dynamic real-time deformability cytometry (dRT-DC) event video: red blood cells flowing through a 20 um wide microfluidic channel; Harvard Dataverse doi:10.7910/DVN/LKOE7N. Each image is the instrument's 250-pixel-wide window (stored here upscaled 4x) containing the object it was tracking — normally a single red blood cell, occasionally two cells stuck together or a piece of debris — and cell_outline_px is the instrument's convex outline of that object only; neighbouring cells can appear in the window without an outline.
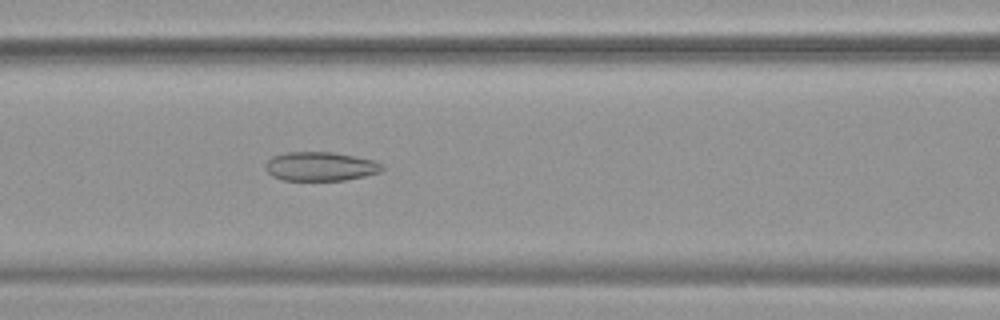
{"species": "common noctule bat (a hibernating species)", "species_latin": "Nyctalus noctula", "temperature_condition": "warm", "stored_images_in_passage": 54, "camera_frame_rate_fps": 3000, "um_per_image_px": 0.085, "animal": {"sex": "female", "body_mass_g": 19.9}, "frame": {"image": 1, "passage_image": 24, "time_ms": 7.667, "image_size_px": [1000, 320], "cell_outline_px": [[384, 168], [380, 172], [364, 176], [344, 180], [284, 180], [272, 176], [264, 168], [264, 164], [272, 156], [284, 152], [332, 152], [356, 156], [376, 160]], "centroid_in_image_um": [27.21, 14.13], "position_along_channel_um": 139.4, "area_um2": 19.83}}
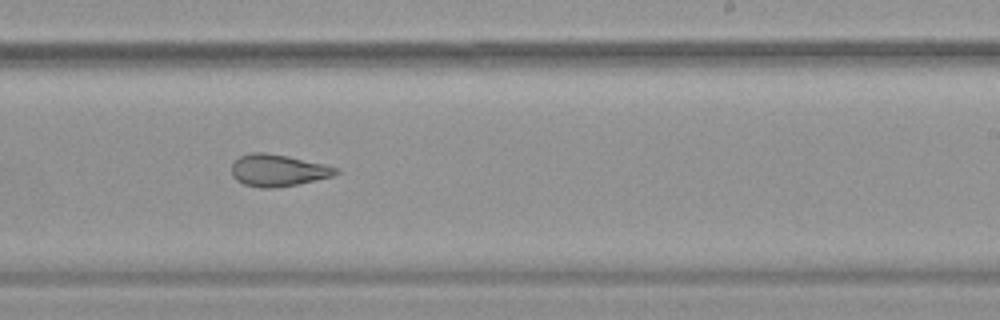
{"frame": {"image": 2, "passage_image": 34, "time_ms": 11.0, "image_size_px": [1000, 320], "cell_outline_px": [[340, 172], [332, 176], [296, 184], [272, 188], [260, 188], [244, 184], [236, 180], [232, 176], [232, 164], [240, 156], [252, 152], [264, 152], [288, 156], [324, 164], [340, 168]], "centroid_in_image_um": [23.62, 14.47], "position_along_channel_um": 265.4, "area_um2": 19.31}}
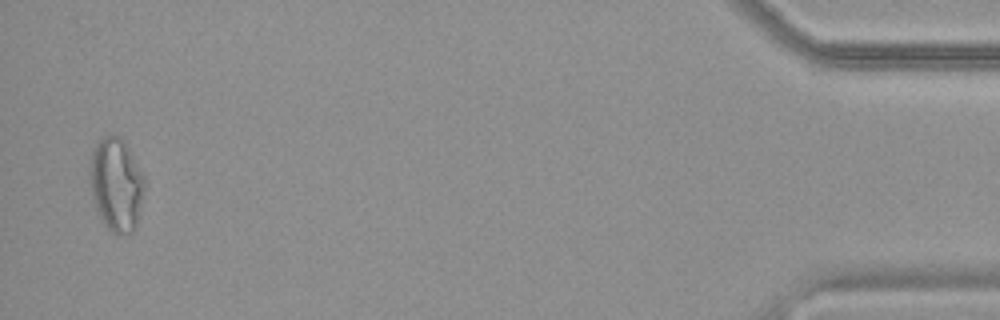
{"frame": {"image": 3, "passage_image": 53, "time_ms": 17.333, "image_size_px": [1000, 320], "cell_outline_px": [[144, 192], [136, 228], [132, 232], [120, 236], [116, 236], [108, 228], [100, 216], [96, 208], [92, 196], [88, 176], [88, 172], [92, 148], [104, 136], [120, 136], [124, 140], [144, 176]], "centroid_in_image_um": [9.87, 15.7], "position_along_channel_um": 425.3, "area_um2": 30.0}, "authors_computed_cell_mechanics": {"area_um2": 25.2875, "velocity_mm_per_s": 3.7957, "shape_relaxation_time_tau1_ms": null, "shape_relaxation_time_tau2_ms": 2.0413, "deformation_change_tau1": null, "deformation_change_tau2": 0.0996}}